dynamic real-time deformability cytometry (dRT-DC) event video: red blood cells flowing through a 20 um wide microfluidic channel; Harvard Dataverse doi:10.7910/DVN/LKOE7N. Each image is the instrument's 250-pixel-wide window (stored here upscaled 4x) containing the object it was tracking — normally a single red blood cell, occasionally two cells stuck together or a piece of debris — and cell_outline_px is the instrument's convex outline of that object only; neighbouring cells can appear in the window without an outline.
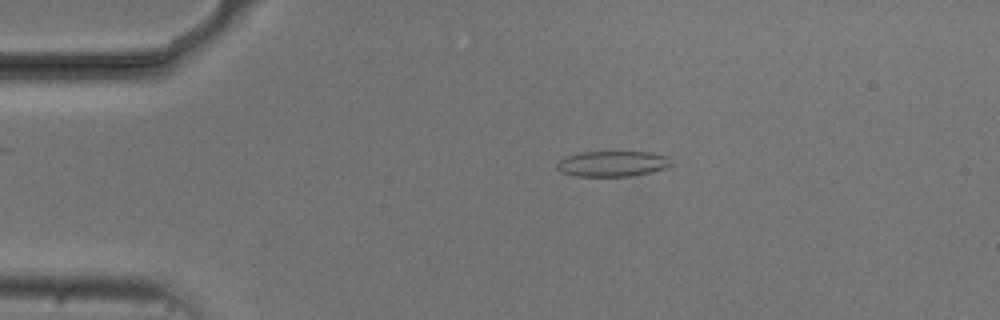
{"species": "common noctule bat (a hibernating species)", "species_latin": "Nyctalus noctula", "temperature_condition": "cold", "stored_images_in_passage": 12, "camera_frame_rate_fps": 3000, "um_per_image_px": 0.085, "animal": {"sex": "male", "body_mass_g": 20.5, "forearm_length_mm": 52.5}, "frame": {"image": 1, "passage_image": 1, "time_ms": 0.0, "image_size_px": [1000, 320], "cell_outline_px": [[672, 164], [664, 168], [632, 176], [576, 176], [560, 172], [556, 168], [556, 164], [564, 156], [584, 152], [652, 152], [668, 156]], "centroid_in_image_um": [52.02, 13.91], "position_along_channel_um": 33.0, "area_um2": 16.99}}
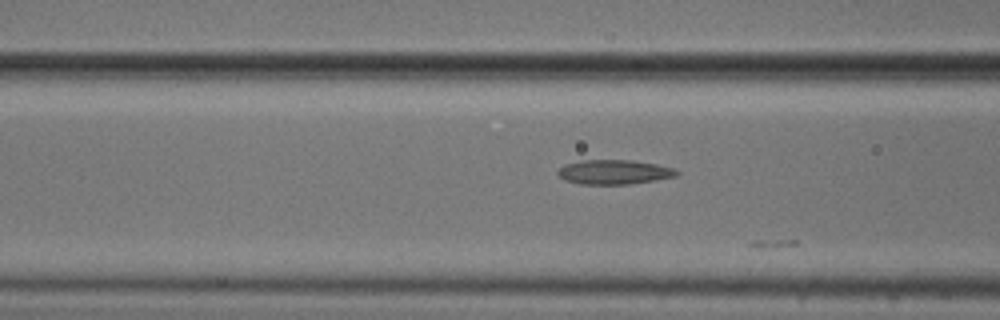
{"frame": {"image": 2, "passage_image": 11, "time_ms": 3.333, "image_size_px": [1000, 320], "cell_outline_px": [[680, 172], [676, 176], [628, 184], [580, 184], [564, 180], [556, 172], [564, 164], [584, 160], [632, 160], [656, 164], [672, 168]], "centroid_in_image_um": [52.16, 14.62], "position_along_channel_um": 114.4, "area_um2": 16.76}}